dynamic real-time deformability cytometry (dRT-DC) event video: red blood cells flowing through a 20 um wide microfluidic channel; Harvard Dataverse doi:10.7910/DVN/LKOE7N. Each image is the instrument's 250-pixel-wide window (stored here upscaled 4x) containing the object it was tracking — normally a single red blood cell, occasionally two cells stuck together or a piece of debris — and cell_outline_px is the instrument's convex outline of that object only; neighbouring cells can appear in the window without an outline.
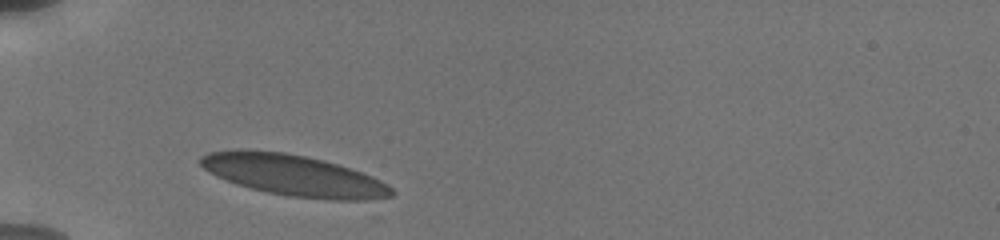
{"species": "human", "species_latin": "Homo sapiens", "temperature_condition": "cold", "stored_images_in_passage": 4, "camera_frame_rate_fps": 3000, "um_per_image_px": 0.085, "donor": {"sex": "male"}, "frame": {"image": 1, "passage_image": 1, "time_ms": 0.0, "image_size_px": [1000, 240], "cell_outline_px": [[396, 192], [392, 196], [380, 200], [364, 204], [288, 196], [248, 188], [236, 184], [216, 176], [208, 172], [200, 164], [200, 156], [208, 152], [232, 148], [240, 148], [284, 152], [324, 160], [372, 176], [388, 184]], "centroid_in_image_um": [25.04, 14.94], "position_along_channel_um": 60.0, "area_um2": 47.16}}
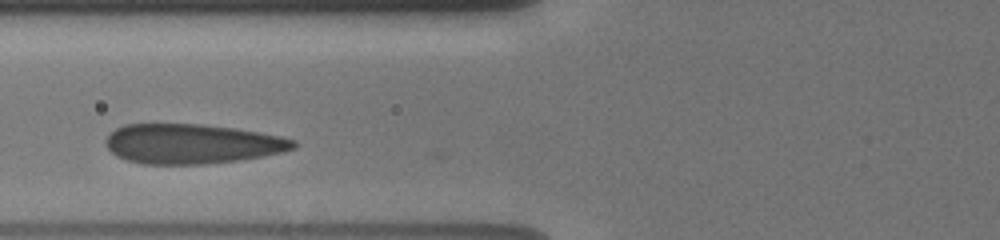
{"frame": {"image": 2, "passage_image": 4, "time_ms": 1.667, "image_size_px": [1000, 240], "cell_outline_px": [[300, 144], [296, 148], [284, 152], [240, 160], [204, 164], [144, 164], [128, 160], [116, 156], [104, 144], [104, 140], [116, 128], [124, 124], [204, 124], [236, 128], [260, 132], [280, 136], [296, 140]], "centroid_in_image_um": [16.35, 12.22], "position_along_channel_um": 109.4, "area_um2": 43.81}}